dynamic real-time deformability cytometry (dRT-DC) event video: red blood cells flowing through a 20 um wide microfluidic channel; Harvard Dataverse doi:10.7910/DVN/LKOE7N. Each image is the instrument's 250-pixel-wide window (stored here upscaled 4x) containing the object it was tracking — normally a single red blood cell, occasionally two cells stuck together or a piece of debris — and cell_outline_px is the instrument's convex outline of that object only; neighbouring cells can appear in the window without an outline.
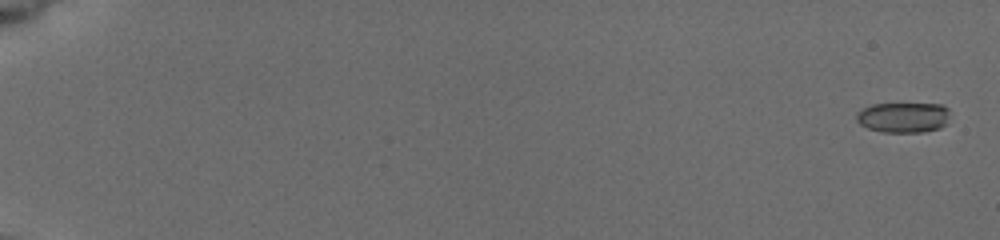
{"species": "common noctule bat (a hibernating species)", "species_latin": "Nyctalus noctula", "temperature_condition": "cold", "stored_images_in_passage": 17, "camera_frame_rate_fps": 3000, "um_per_image_px": 0.085, "animal": {"sex": "female", "body_mass_g": 19.5, "forearm_length_mm": 54.1}, "frame": {"image": 1, "passage_image": 1, "time_ms": 0.0, "image_size_px": [1000, 240], "cell_outline_px": [[948, 112], [944, 124], [940, 128], [920, 132], [884, 132], [868, 128], [860, 124], [856, 120], [856, 112], [872, 104], [940, 104], [948, 108]], "centroid_in_image_um": [76.74, 9.97], "position_along_channel_um": 8.3, "area_um2": 16.3}}
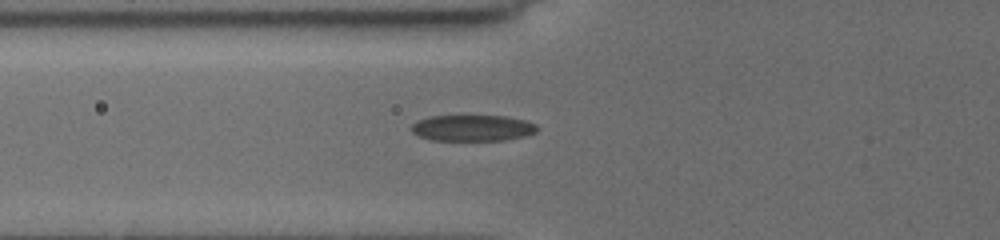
{"frame": {"image": 2, "passage_image": 12, "time_ms": 7.333, "image_size_px": [1000, 240], "cell_outline_px": [[536, 132], [524, 136], [504, 140], [432, 140], [420, 136], [412, 132], [408, 128], [412, 124], [420, 120], [432, 116], [504, 116], [524, 120], [536, 124]], "centroid_in_image_um": [40.14, 10.88], "position_along_channel_um": 85.7, "area_um2": 18.96}}
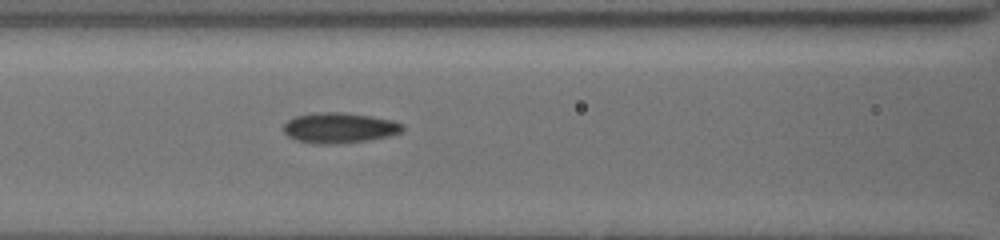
{"frame": {"image": 3, "passage_image": 15, "time_ms": 8.667, "image_size_px": [1000, 240], "cell_outline_px": [[404, 128], [400, 132], [388, 136], [368, 140], [328, 144], [316, 144], [296, 140], [288, 136], [284, 132], [284, 124], [288, 120], [296, 116], [316, 112], [344, 112], [372, 116], [392, 120], [404, 124]], "centroid_in_image_um": [28.84, 10.86], "position_along_channel_um": 137.8, "area_um2": 21.04}}